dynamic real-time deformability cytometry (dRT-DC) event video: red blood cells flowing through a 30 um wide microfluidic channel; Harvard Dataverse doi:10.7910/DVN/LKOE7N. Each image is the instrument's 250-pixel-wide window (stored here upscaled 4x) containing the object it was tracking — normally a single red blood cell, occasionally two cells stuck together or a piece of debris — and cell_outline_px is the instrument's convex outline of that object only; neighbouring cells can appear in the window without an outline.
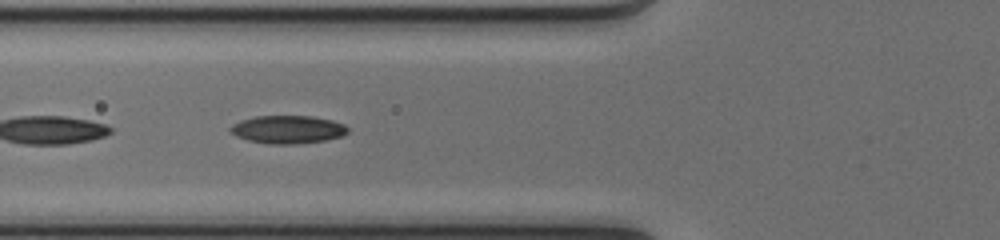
{"species": "common noctule bat (a hibernating species)", "species_latin": "Nyctalus noctula", "temperature_condition": "cold", "stored_images_in_passage": 26, "camera_frame_rate_fps": 3000, "um_per_image_px": 0.085, "animal": {"sex": "female", "body_mass_g": 17.0, "forearm_length_mm": 48.0}, "frame": {"image": 1, "passage_image": 8, "time_ms": 2.333, "image_size_px": [1000, 240], "cell_outline_px": [[348, 132], [340, 136], [324, 140], [292, 144], [272, 144], [248, 140], [236, 136], [228, 128], [232, 124], [240, 120], [256, 116], [312, 116], [332, 120], [344, 124], [348, 128]], "centroid_in_image_um": [24.44, 10.99], "position_along_channel_um": 101.4, "area_um2": 19.02}}